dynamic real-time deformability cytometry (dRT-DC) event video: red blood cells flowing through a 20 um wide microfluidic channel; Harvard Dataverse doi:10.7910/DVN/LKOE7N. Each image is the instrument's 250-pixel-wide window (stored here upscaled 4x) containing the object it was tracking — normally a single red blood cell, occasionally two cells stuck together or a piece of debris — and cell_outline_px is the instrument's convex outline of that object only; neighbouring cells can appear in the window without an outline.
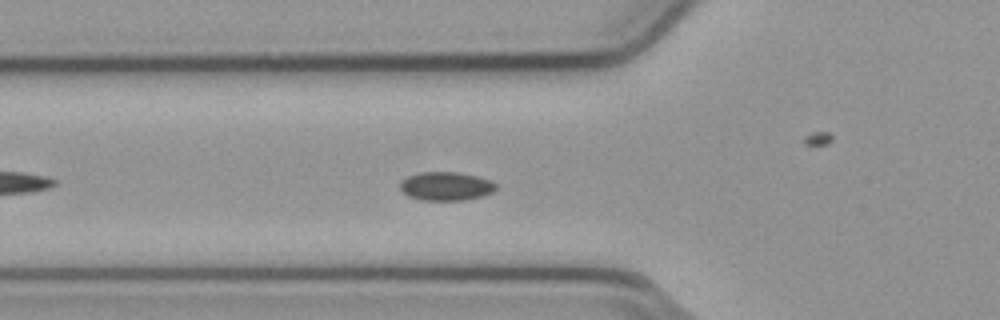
{"species": "common noctule bat (a hibernating species)", "species_latin": "Nyctalus noctula", "temperature_condition": "cold", "stored_images_in_passage": 47, "camera_frame_rate_fps": 3000, "um_per_image_px": 0.085, "animal": {"sex": "male", "body_mass_g": 23.1, "forearm_length_mm": 52.7}, "frame": {"image": 1, "passage_image": 11, "time_ms": 3.333, "image_size_px": [1000, 320], "cell_outline_px": [[496, 188], [492, 192], [480, 196], [464, 200], [420, 200], [408, 196], [400, 192], [400, 184], [408, 176], [420, 172], [456, 172], [476, 176], [492, 180], [496, 184]], "centroid_in_image_um": [37.89, 15.83], "position_along_channel_um": 87.9, "area_um2": 15.95}}
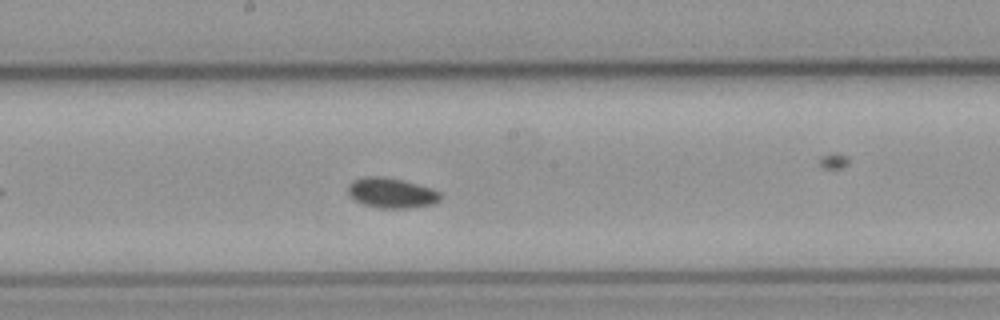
{"frame": {"image": 2, "passage_image": 21, "time_ms": 6.667, "image_size_px": [1000, 320], "cell_outline_px": [[444, 196], [440, 200], [432, 204], [408, 208], [380, 208], [364, 204], [352, 200], [348, 196], [348, 184], [352, 180], [364, 176], [384, 176], [404, 180], [432, 188], [440, 192]], "centroid_in_image_um": [33.26, 16.39], "position_along_channel_um": 214.9, "area_um2": 16.59}}
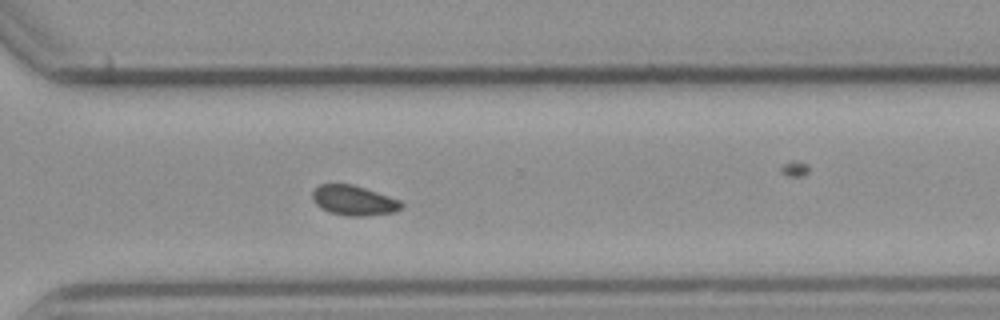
{"frame": {"image": 3, "passage_image": 31, "time_ms": 10.0, "image_size_px": [1000, 320], "cell_outline_px": [[404, 208], [392, 212], [364, 216], [344, 216], [328, 212], [320, 208], [312, 200], [312, 192], [320, 184], [352, 184], [400, 200], [404, 204]], "centroid_in_image_um": [30.05, 17.05], "position_along_channel_um": 340.5, "area_um2": 15.55}, "authors_computed_cell_mechanics": {"area_um2": 15.5482, "velocity_mm_per_s": 3.7785, "shape_relaxation_time_tau1_ms": null, "shape_relaxation_time_tau2_ms": 7.8587, "deformation_change_tau1": null, "deformation_change_tau2": 0.0895}}